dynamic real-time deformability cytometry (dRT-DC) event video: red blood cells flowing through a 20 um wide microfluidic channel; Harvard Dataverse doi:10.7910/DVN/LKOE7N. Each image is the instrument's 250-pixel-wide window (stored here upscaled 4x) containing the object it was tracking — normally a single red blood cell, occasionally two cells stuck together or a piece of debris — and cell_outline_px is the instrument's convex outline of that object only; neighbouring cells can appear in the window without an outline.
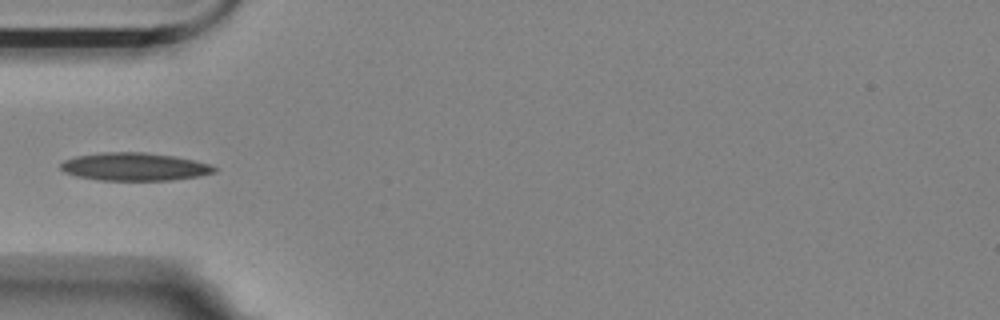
{"species": "Egyptian fruit bat (a non-hibernating species)", "species_latin": "Rousettus aegyptiacus", "temperature_condition": "room temperature", "stored_images_in_passage": 13, "camera_frame_rate_fps": 3000, "um_per_image_px": 0.085, "animal": {"sex": "female"}, "frame": {"image": 1, "passage_image": 5, "time_ms": 1.333, "image_size_px": [1000, 320], "cell_outline_px": [[216, 172], [200, 176], [172, 180], [100, 180], [80, 176], [64, 172], [60, 168], [60, 164], [64, 160], [76, 156], [104, 152], [144, 152], [172, 156], [192, 160], [208, 164], [216, 168]], "centroid_in_image_um": [11.42, 14.17], "position_along_channel_um": 73.6, "area_um2": 24.74}}
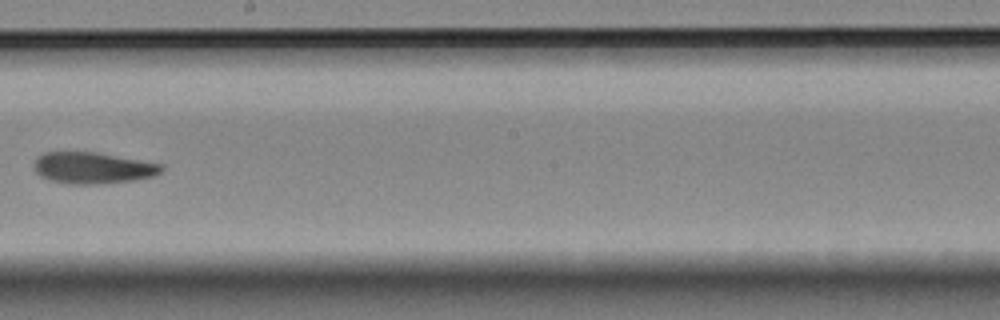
{"frame": {"image": 2, "passage_image": 9, "time_ms": 2.667, "image_size_px": [1000, 320], "cell_outline_px": [[164, 168], [156, 176], [136, 180], [100, 184], [64, 184], [48, 180], [40, 176], [32, 168], [36, 160], [44, 152], [96, 152], [164, 164]], "centroid_in_image_um": [7.9, 14.29], "position_along_channel_um": 240.3, "area_um2": 23.64}}
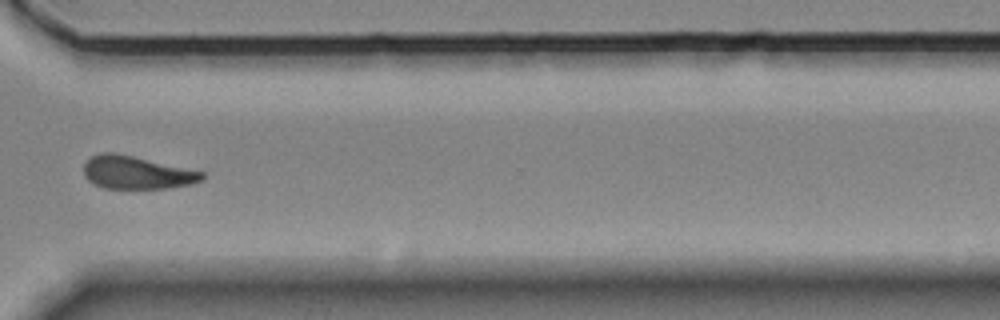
{"frame": {"image": 3, "passage_image": 12, "time_ms": 3.667, "image_size_px": [1000, 320], "cell_outline_px": [[208, 176], [204, 180], [192, 184], [168, 188], [104, 188], [92, 184], [84, 176], [84, 164], [92, 156], [100, 152], [116, 152], [204, 172]], "centroid_in_image_um": [11.63, 14.67], "position_along_channel_um": 359.0, "area_um2": 22.89}}